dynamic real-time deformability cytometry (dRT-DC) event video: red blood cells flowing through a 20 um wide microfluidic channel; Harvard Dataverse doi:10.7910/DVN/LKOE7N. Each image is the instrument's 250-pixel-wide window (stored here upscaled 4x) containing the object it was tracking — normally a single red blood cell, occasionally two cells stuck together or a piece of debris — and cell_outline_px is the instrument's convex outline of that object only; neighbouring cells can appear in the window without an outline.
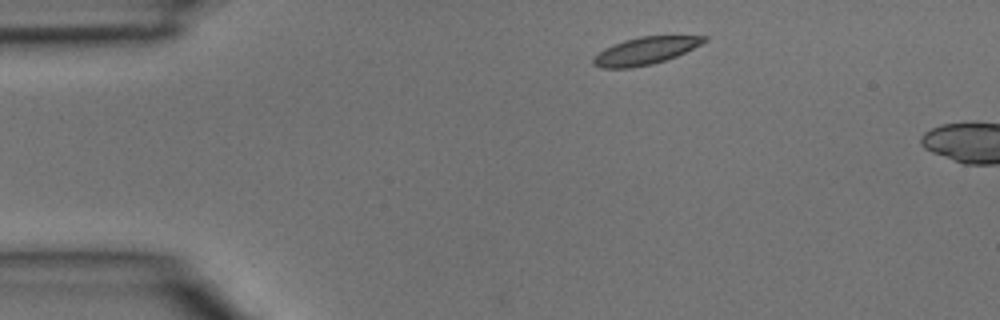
{"species": "common noctule bat (a hibernating species)", "species_latin": "Nyctalus noctula", "temperature_condition": "room temperature", "stored_images_in_passage": 4, "camera_frame_rate_fps": 3000, "um_per_image_px": 0.085, "animal": {"sex": "male", "body_mass_g": 15.6}, "frame": {"image": 1, "passage_image": 4, "time_ms": 1.0, "image_size_px": [1000, 320], "cell_outline_px": [[708, 40], [676, 56], [652, 64], [632, 68], [600, 68], [592, 64], [592, 60], [604, 48], [612, 44], [624, 40], [640, 36], [708, 36]], "centroid_in_image_um": [54.81, 4.32], "position_along_channel_um": 30.2, "area_um2": 17.51}}